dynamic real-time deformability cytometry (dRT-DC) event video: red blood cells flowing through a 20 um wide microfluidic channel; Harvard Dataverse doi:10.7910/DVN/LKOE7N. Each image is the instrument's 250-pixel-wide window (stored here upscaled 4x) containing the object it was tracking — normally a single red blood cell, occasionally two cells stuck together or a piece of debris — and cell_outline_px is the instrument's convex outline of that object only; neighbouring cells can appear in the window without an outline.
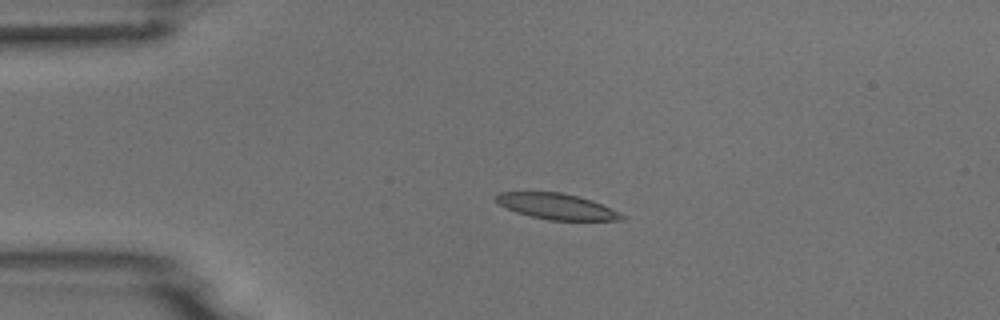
{"species": "common noctule bat (a hibernating species)", "species_latin": "Nyctalus noctula", "temperature_condition": "room temperature", "stored_images_in_passage": 4, "camera_frame_rate_fps": 3000, "um_per_image_px": 0.085, "animal": {"sex": "male", "body_mass_g": 18.8}, "frame": {"image": 1, "passage_image": 3, "time_ms": 2.333, "image_size_px": [1000, 320], "cell_outline_px": [[628, 216], [624, 220], [548, 220], [516, 212], [500, 204], [496, 200], [496, 196], [500, 192], [560, 192], [580, 196], [592, 200]], "centroid_in_image_um": [47.38, 17.54], "position_along_channel_um": 37.6, "area_um2": 18.79}}